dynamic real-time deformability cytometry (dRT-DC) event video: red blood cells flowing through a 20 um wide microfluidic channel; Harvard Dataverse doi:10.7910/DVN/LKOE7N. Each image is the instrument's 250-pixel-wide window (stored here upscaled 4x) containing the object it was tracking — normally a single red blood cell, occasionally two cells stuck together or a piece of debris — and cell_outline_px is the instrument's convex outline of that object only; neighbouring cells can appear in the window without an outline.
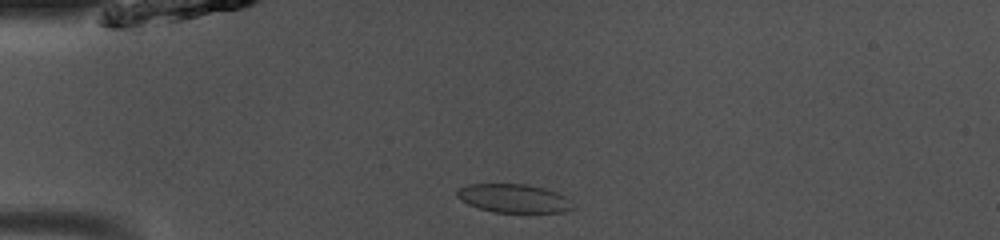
{"species": "common noctule bat (a hibernating species)", "species_latin": "Nyctalus noctula", "temperature_condition": "room temperature", "stored_images_in_passage": 39, "camera_frame_rate_fps": 3000, "um_per_image_px": 0.085, "animal": {"sex": "male", "body_mass_g": 13.0, "forearm_length_mm": 53.1}, "frame": {"image": 1, "passage_image": 2, "time_ms": 0.333, "image_size_px": [1000, 240], "cell_outline_px": [[576, 208], [564, 212], [496, 212], [480, 208], [468, 204], [460, 200], [456, 196], [456, 192], [460, 188], [468, 184], [524, 184], [544, 188], [556, 192], [564, 196]], "centroid_in_image_um": [43.66, 16.86], "position_along_channel_um": 41.3, "area_um2": 19.13}}
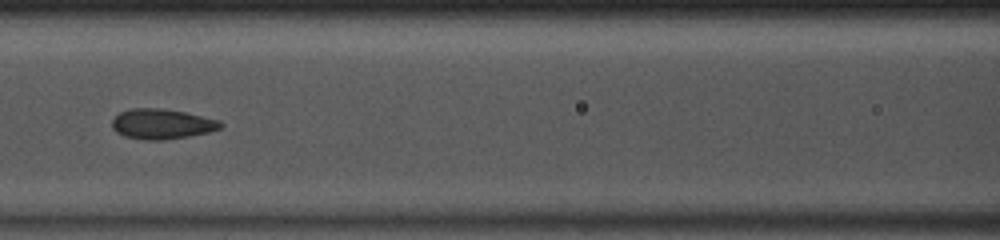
{"frame": {"image": 2, "passage_image": 12, "time_ms": 3.667, "image_size_px": [1000, 240], "cell_outline_px": [[224, 124], [220, 128], [208, 132], [188, 136], [164, 140], [148, 140], [124, 136], [116, 132], [112, 128], [112, 120], [120, 112], [132, 108], [160, 108], [184, 112], [220, 120]], "centroid_in_image_um": [13.75, 10.53], "position_along_channel_um": 152.8, "area_um2": 18.96}}
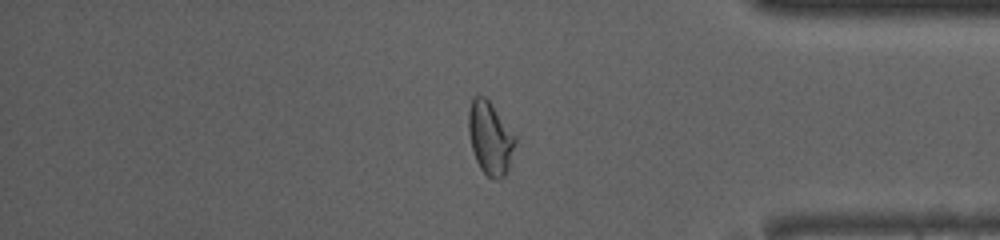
{"frame": {"image": 3, "passage_image": 31, "time_ms": 10.0, "image_size_px": [1000, 240], "cell_outline_px": [[516, 144], [508, 168], [504, 176], [496, 180], [488, 176], [480, 168], [476, 160], [472, 148], [468, 132], [468, 112], [472, 96], [484, 96], [492, 104], [516, 136]], "centroid_in_image_um": [41.66, 11.72], "position_along_channel_um": 393.5, "area_um2": 19.83}, "authors_computed_cell_mechanics": {"area_um2": 19.1318, "velocity_mm_per_s": 4.08, "shape_relaxation_time_tau1_ms": 9.7148, "shape_relaxation_time_tau2_ms": 1.3187, "deformation_change_tau1": 0.1788, "deformation_change_tau2": 0.0458}}